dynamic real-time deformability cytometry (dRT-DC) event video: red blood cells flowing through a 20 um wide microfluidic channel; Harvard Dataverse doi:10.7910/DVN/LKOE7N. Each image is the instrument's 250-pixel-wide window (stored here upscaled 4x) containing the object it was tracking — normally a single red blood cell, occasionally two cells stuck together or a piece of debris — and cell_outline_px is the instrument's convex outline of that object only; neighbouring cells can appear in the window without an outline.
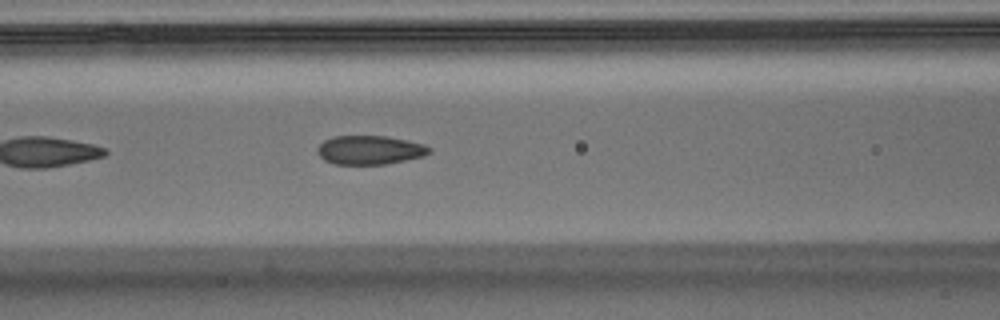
{"species": "Egyptian fruit bat (a non-hibernating species)", "species_latin": "Rousettus aegyptiacus", "temperature_condition": "warm", "stored_images_in_passage": 12, "camera_frame_rate_fps": 3000, "um_per_image_px": 0.085, "animal": {"sex": "male"}, "frame": {"image": 1, "passage_image": 9, "time_ms": 2.667, "image_size_px": [1000, 320], "cell_outline_px": [[432, 152], [424, 156], [384, 164], [336, 164], [324, 160], [316, 152], [316, 148], [324, 140], [332, 136], [388, 136], [408, 140], [424, 144], [432, 148]], "centroid_in_image_um": [31.44, 12.74], "position_along_channel_um": 135.2, "area_um2": 18.96}}